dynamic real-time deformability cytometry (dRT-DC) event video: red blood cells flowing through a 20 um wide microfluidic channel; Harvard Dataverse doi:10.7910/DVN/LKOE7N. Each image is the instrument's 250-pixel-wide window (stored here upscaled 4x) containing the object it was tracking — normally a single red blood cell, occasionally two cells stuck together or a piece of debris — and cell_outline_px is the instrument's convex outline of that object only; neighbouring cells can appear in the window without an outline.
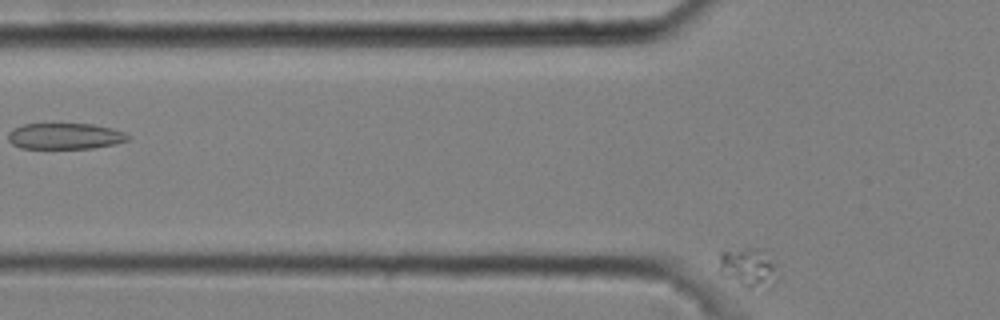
{"species": "common noctule bat (a hibernating species)", "species_latin": "Nyctalus noctula", "temperature_condition": "cold", "stored_images_in_passage": 5, "camera_frame_rate_fps": 3000, "um_per_image_px": 0.085, "animal": {"sex": "male", "body_mass_g": 20.4}, "frame": {"image": 1, "passage_image": 5, "time_ms": 1.333, "image_size_px": [1000, 320], "cell_outline_px": [[780, 276], [768, 288], [748, 288], [740, 284], [720, 272], [720, 252], [748, 248], [760, 248], [776, 264]], "centroid_in_image_um": [63.69, 22.75], "position_along_channel_um": 62.1, "area_um2": 13.29}}